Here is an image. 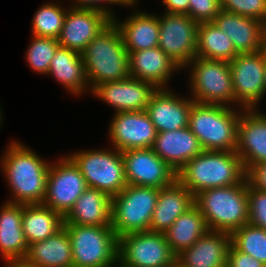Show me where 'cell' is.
<instances>
[{
	"label": "cell",
	"mask_w": 266,
	"mask_h": 267,
	"mask_svg": "<svg viewBox=\"0 0 266 267\" xmlns=\"http://www.w3.org/2000/svg\"><path fill=\"white\" fill-rule=\"evenodd\" d=\"M249 223L266 230V192L252 187L247 180Z\"/></svg>",
	"instance_id": "8d00e7d4"
},
{
	"label": "cell",
	"mask_w": 266,
	"mask_h": 267,
	"mask_svg": "<svg viewBox=\"0 0 266 267\" xmlns=\"http://www.w3.org/2000/svg\"><path fill=\"white\" fill-rule=\"evenodd\" d=\"M157 88L147 81L128 77L104 82L91 92L116 109V112L145 111Z\"/></svg>",
	"instance_id": "2e32d148"
},
{
	"label": "cell",
	"mask_w": 266,
	"mask_h": 267,
	"mask_svg": "<svg viewBox=\"0 0 266 267\" xmlns=\"http://www.w3.org/2000/svg\"><path fill=\"white\" fill-rule=\"evenodd\" d=\"M264 93H266V53H265V87H264Z\"/></svg>",
	"instance_id": "ee69618b"
},
{
	"label": "cell",
	"mask_w": 266,
	"mask_h": 267,
	"mask_svg": "<svg viewBox=\"0 0 266 267\" xmlns=\"http://www.w3.org/2000/svg\"><path fill=\"white\" fill-rule=\"evenodd\" d=\"M231 234L208 230L176 256L177 267H226Z\"/></svg>",
	"instance_id": "44dd1931"
},
{
	"label": "cell",
	"mask_w": 266,
	"mask_h": 267,
	"mask_svg": "<svg viewBox=\"0 0 266 267\" xmlns=\"http://www.w3.org/2000/svg\"><path fill=\"white\" fill-rule=\"evenodd\" d=\"M232 109L230 105L193 103L188 127L198 138L203 150L236 151L237 124L241 112L238 114Z\"/></svg>",
	"instance_id": "5b68a950"
},
{
	"label": "cell",
	"mask_w": 266,
	"mask_h": 267,
	"mask_svg": "<svg viewBox=\"0 0 266 267\" xmlns=\"http://www.w3.org/2000/svg\"><path fill=\"white\" fill-rule=\"evenodd\" d=\"M239 53L231 39L213 22H201L198 27L197 56L214 60L231 61Z\"/></svg>",
	"instance_id": "1f68e13d"
},
{
	"label": "cell",
	"mask_w": 266,
	"mask_h": 267,
	"mask_svg": "<svg viewBox=\"0 0 266 267\" xmlns=\"http://www.w3.org/2000/svg\"><path fill=\"white\" fill-rule=\"evenodd\" d=\"M152 150L176 173L192 158L198 156L203 148L189 127L159 132Z\"/></svg>",
	"instance_id": "7402d4cb"
},
{
	"label": "cell",
	"mask_w": 266,
	"mask_h": 267,
	"mask_svg": "<svg viewBox=\"0 0 266 267\" xmlns=\"http://www.w3.org/2000/svg\"><path fill=\"white\" fill-rule=\"evenodd\" d=\"M208 231L200 209L194 205L183 213L164 232L172 252L177 256L183 250L191 247L201 236Z\"/></svg>",
	"instance_id": "4dcf8cb0"
},
{
	"label": "cell",
	"mask_w": 266,
	"mask_h": 267,
	"mask_svg": "<svg viewBox=\"0 0 266 267\" xmlns=\"http://www.w3.org/2000/svg\"><path fill=\"white\" fill-rule=\"evenodd\" d=\"M109 135L118 151L152 148L157 131L146 111L116 112Z\"/></svg>",
	"instance_id": "9a60e30c"
},
{
	"label": "cell",
	"mask_w": 266,
	"mask_h": 267,
	"mask_svg": "<svg viewBox=\"0 0 266 267\" xmlns=\"http://www.w3.org/2000/svg\"><path fill=\"white\" fill-rule=\"evenodd\" d=\"M112 198L95 188L87 187L64 216V224L111 227Z\"/></svg>",
	"instance_id": "d4e9b609"
},
{
	"label": "cell",
	"mask_w": 266,
	"mask_h": 267,
	"mask_svg": "<svg viewBox=\"0 0 266 267\" xmlns=\"http://www.w3.org/2000/svg\"><path fill=\"white\" fill-rule=\"evenodd\" d=\"M31 44L26 53L30 67L40 74L48 73L50 63L57 48L58 39L33 35Z\"/></svg>",
	"instance_id": "e575fe53"
},
{
	"label": "cell",
	"mask_w": 266,
	"mask_h": 267,
	"mask_svg": "<svg viewBox=\"0 0 266 267\" xmlns=\"http://www.w3.org/2000/svg\"><path fill=\"white\" fill-rule=\"evenodd\" d=\"M246 178L252 187L266 192V161L252 166L247 171Z\"/></svg>",
	"instance_id": "60d3db41"
},
{
	"label": "cell",
	"mask_w": 266,
	"mask_h": 267,
	"mask_svg": "<svg viewBox=\"0 0 266 267\" xmlns=\"http://www.w3.org/2000/svg\"><path fill=\"white\" fill-rule=\"evenodd\" d=\"M68 157L79 168L88 187L102 191L111 198L128 185L122 153L117 149L84 150Z\"/></svg>",
	"instance_id": "ba28073f"
},
{
	"label": "cell",
	"mask_w": 266,
	"mask_h": 267,
	"mask_svg": "<svg viewBox=\"0 0 266 267\" xmlns=\"http://www.w3.org/2000/svg\"><path fill=\"white\" fill-rule=\"evenodd\" d=\"M39 267H73L69 233L63 226L48 239L29 245L25 259Z\"/></svg>",
	"instance_id": "4316f807"
},
{
	"label": "cell",
	"mask_w": 266,
	"mask_h": 267,
	"mask_svg": "<svg viewBox=\"0 0 266 267\" xmlns=\"http://www.w3.org/2000/svg\"><path fill=\"white\" fill-rule=\"evenodd\" d=\"M103 2L104 4L108 2L110 4H121V6L126 5V7L127 5L133 6L135 3L134 0H75V5L72 6V8L99 11L108 15L113 20L115 16L113 15L112 10L99 5L100 3L103 4Z\"/></svg>",
	"instance_id": "f35d334b"
},
{
	"label": "cell",
	"mask_w": 266,
	"mask_h": 267,
	"mask_svg": "<svg viewBox=\"0 0 266 267\" xmlns=\"http://www.w3.org/2000/svg\"><path fill=\"white\" fill-rule=\"evenodd\" d=\"M221 10L252 17L266 24V0H220Z\"/></svg>",
	"instance_id": "d590c367"
},
{
	"label": "cell",
	"mask_w": 266,
	"mask_h": 267,
	"mask_svg": "<svg viewBox=\"0 0 266 267\" xmlns=\"http://www.w3.org/2000/svg\"><path fill=\"white\" fill-rule=\"evenodd\" d=\"M118 264L127 267H176L164 233L142 231L118 238Z\"/></svg>",
	"instance_id": "30bf717a"
},
{
	"label": "cell",
	"mask_w": 266,
	"mask_h": 267,
	"mask_svg": "<svg viewBox=\"0 0 266 267\" xmlns=\"http://www.w3.org/2000/svg\"><path fill=\"white\" fill-rule=\"evenodd\" d=\"M7 266L8 267H39V266L32 265V264L28 263L24 259L11 261V262L7 263Z\"/></svg>",
	"instance_id": "7bdbcfd3"
},
{
	"label": "cell",
	"mask_w": 266,
	"mask_h": 267,
	"mask_svg": "<svg viewBox=\"0 0 266 267\" xmlns=\"http://www.w3.org/2000/svg\"><path fill=\"white\" fill-rule=\"evenodd\" d=\"M16 141L2 157V170L13 197L7 201L18 204H42L45 197L48 170L45 162L34 151Z\"/></svg>",
	"instance_id": "6da1fadb"
},
{
	"label": "cell",
	"mask_w": 266,
	"mask_h": 267,
	"mask_svg": "<svg viewBox=\"0 0 266 267\" xmlns=\"http://www.w3.org/2000/svg\"><path fill=\"white\" fill-rule=\"evenodd\" d=\"M212 22L231 39L238 53L266 48V24L260 20L221 10Z\"/></svg>",
	"instance_id": "d6986e66"
},
{
	"label": "cell",
	"mask_w": 266,
	"mask_h": 267,
	"mask_svg": "<svg viewBox=\"0 0 266 267\" xmlns=\"http://www.w3.org/2000/svg\"><path fill=\"white\" fill-rule=\"evenodd\" d=\"M237 124L236 153L246 172L254 165L266 161V115L253 110H243Z\"/></svg>",
	"instance_id": "ac0fdd59"
},
{
	"label": "cell",
	"mask_w": 266,
	"mask_h": 267,
	"mask_svg": "<svg viewBox=\"0 0 266 267\" xmlns=\"http://www.w3.org/2000/svg\"><path fill=\"white\" fill-rule=\"evenodd\" d=\"M111 22L112 19L102 12L70 7L58 43L61 47L81 53Z\"/></svg>",
	"instance_id": "e0dca14e"
},
{
	"label": "cell",
	"mask_w": 266,
	"mask_h": 267,
	"mask_svg": "<svg viewBox=\"0 0 266 267\" xmlns=\"http://www.w3.org/2000/svg\"><path fill=\"white\" fill-rule=\"evenodd\" d=\"M47 74H52L75 95H79L89 86L81 53L65 47L57 48Z\"/></svg>",
	"instance_id": "f1b7e54d"
},
{
	"label": "cell",
	"mask_w": 266,
	"mask_h": 267,
	"mask_svg": "<svg viewBox=\"0 0 266 267\" xmlns=\"http://www.w3.org/2000/svg\"><path fill=\"white\" fill-rule=\"evenodd\" d=\"M117 266H119V267H127V266H123V265H121V264H120V265H117ZM117 266H116V267H117ZM114 267H115V266H114Z\"/></svg>",
	"instance_id": "bcb514c9"
},
{
	"label": "cell",
	"mask_w": 266,
	"mask_h": 267,
	"mask_svg": "<svg viewBox=\"0 0 266 267\" xmlns=\"http://www.w3.org/2000/svg\"><path fill=\"white\" fill-rule=\"evenodd\" d=\"M195 205V196L178 180L159 190L150 223L151 232L164 233L176 219Z\"/></svg>",
	"instance_id": "cb8c5ba5"
},
{
	"label": "cell",
	"mask_w": 266,
	"mask_h": 267,
	"mask_svg": "<svg viewBox=\"0 0 266 267\" xmlns=\"http://www.w3.org/2000/svg\"><path fill=\"white\" fill-rule=\"evenodd\" d=\"M112 21L121 32L128 53L158 47L159 20L154 14L136 12L123 23L116 18Z\"/></svg>",
	"instance_id": "83f0119b"
},
{
	"label": "cell",
	"mask_w": 266,
	"mask_h": 267,
	"mask_svg": "<svg viewBox=\"0 0 266 267\" xmlns=\"http://www.w3.org/2000/svg\"><path fill=\"white\" fill-rule=\"evenodd\" d=\"M246 174L235 151L203 150L178 171L177 180L196 196L206 189L241 184Z\"/></svg>",
	"instance_id": "7a4b0ae2"
},
{
	"label": "cell",
	"mask_w": 266,
	"mask_h": 267,
	"mask_svg": "<svg viewBox=\"0 0 266 267\" xmlns=\"http://www.w3.org/2000/svg\"><path fill=\"white\" fill-rule=\"evenodd\" d=\"M220 11V0H189L187 15L198 23L212 22Z\"/></svg>",
	"instance_id": "74e56055"
},
{
	"label": "cell",
	"mask_w": 266,
	"mask_h": 267,
	"mask_svg": "<svg viewBox=\"0 0 266 267\" xmlns=\"http://www.w3.org/2000/svg\"><path fill=\"white\" fill-rule=\"evenodd\" d=\"M128 185L164 188L177 180V173L152 148L122 151Z\"/></svg>",
	"instance_id": "5bb4252c"
},
{
	"label": "cell",
	"mask_w": 266,
	"mask_h": 267,
	"mask_svg": "<svg viewBox=\"0 0 266 267\" xmlns=\"http://www.w3.org/2000/svg\"><path fill=\"white\" fill-rule=\"evenodd\" d=\"M176 69L182 68L159 47L129 53L130 77L147 81L157 89H165Z\"/></svg>",
	"instance_id": "603a6c76"
},
{
	"label": "cell",
	"mask_w": 266,
	"mask_h": 267,
	"mask_svg": "<svg viewBox=\"0 0 266 267\" xmlns=\"http://www.w3.org/2000/svg\"><path fill=\"white\" fill-rule=\"evenodd\" d=\"M226 267H266L251 255L237 250L232 244L227 254Z\"/></svg>",
	"instance_id": "ab89813d"
},
{
	"label": "cell",
	"mask_w": 266,
	"mask_h": 267,
	"mask_svg": "<svg viewBox=\"0 0 266 267\" xmlns=\"http://www.w3.org/2000/svg\"><path fill=\"white\" fill-rule=\"evenodd\" d=\"M192 67L190 86L192 99L197 103L228 107L234 103L230 62L196 56L189 62Z\"/></svg>",
	"instance_id": "9c48e42d"
},
{
	"label": "cell",
	"mask_w": 266,
	"mask_h": 267,
	"mask_svg": "<svg viewBox=\"0 0 266 267\" xmlns=\"http://www.w3.org/2000/svg\"><path fill=\"white\" fill-rule=\"evenodd\" d=\"M90 91L101 83L130 77L129 53L112 21L81 52Z\"/></svg>",
	"instance_id": "3957f363"
},
{
	"label": "cell",
	"mask_w": 266,
	"mask_h": 267,
	"mask_svg": "<svg viewBox=\"0 0 266 267\" xmlns=\"http://www.w3.org/2000/svg\"><path fill=\"white\" fill-rule=\"evenodd\" d=\"M159 188L127 185L112 197L111 227L117 238L129 233L150 231Z\"/></svg>",
	"instance_id": "8992f818"
},
{
	"label": "cell",
	"mask_w": 266,
	"mask_h": 267,
	"mask_svg": "<svg viewBox=\"0 0 266 267\" xmlns=\"http://www.w3.org/2000/svg\"><path fill=\"white\" fill-rule=\"evenodd\" d=\"M195 101L177 97L171 91L157 89L152 95L146 112L157 133L188 127L189 112Z\"/></svg>",
	"instance_id": "ffe728a7"
},
{
	"label": "cell",
	"mask_w": 266,
	"mask_h": 267,
	"mask_svg": "<svg viewBox=\"0 0 266 267\" xmlns=\"http://www.w3.org/2000/svg\"><path fill=\"white\" fill-rule=\"evenodd\" d=\"M208 230L232 234L249 223L247 178L241 184L210 188L195 196Z\"/></svg>",
	"instance_id": "277c9868"
},
{
	"label": "cell",
	"mask_w": 266,
	"mask_h": 267,
	"mask_svg": "<svg viewBox=\"0 0 266 267\" xmlns=\"http://www.w3.org/2000/svg\"><path fill=\"white\" fill-rule=\"evenodd\" d=\"M64 225V217L43 204H24L22 228L28 246L48 239Z\"/></svg>",
	"instance_id": "f546056e"
},
{
	"label": "cell",
	"mask_w": 266,
	"mask_h": 267,
	"mask_svg": "<svg viewBox=\"0 0 266 267\" xmlns=\"http://www.w3.org/2000/svg\"><path fill=\"white\" fill-rule=\"evenodd\" d=\"M266 48L254 53H239L230 61L235 103L244 110L254 106L264 97Z\"/></svg>",
	"instance_id": "7c38bea8"
},
{
	"label": "cell",
	"mask_w": 266,
	"mask_h": 267,
	"mask_svg": "<svg viewBox=\"0 0 266 267\" xmlns=\"http://www.w3.org/2000/svg\"><path fill=\"white\" fill-rule=\"evenodd\" d=\"M231 244L266 265V230L245 224L231 234Z\"/></svg>",
	"instance_id": "d6a6232c"
},
{
	"label": "cell",
	"mask_w": 266,
	"mask_h": 267,
	"mask_svg": "<svg viewBox=\"0 0 266 267\" xmlns=\"http://www.w3.org/2000/svg\"><path fill=\"white\" fill-rule=\"evenodd\" d=\"M1 114H2V113H1V109H0V123H1V118H2Z\"/></svg>",
	"instance_id": "f6af8a7d"
},
{
	"label": "cell",
	"mask_w": 266,
	"mask_h": 267,
	"mask_svg": "<svg viewBox=\"0 0 266 267\" xmlns=\"http://www.w3.org/2000/svg\"><path fill=\"white\" fill-rule=\"evenodd\" d=\"M67 10L56 3L41 6L33 17L32 34L40 37L58 39L61 33Z\"/></svg>",
	"instance_id": "836d02e7"
},
{
	"label": "cell",
	"mask_w": 266,
	"mask_h": 267,
	"mask_svg": "<svg viewBox=\"0 0 266 267\" xmlns=\"http://www.w3.org/2000/svg\"><path fill=\"white\" fill-rule=\"evenodd\" d=\"M24 204L6 202L0 210V253L6 264L25 259L28 243L22 228Z\"/></svg>",
	"instance_id": "484cf974"
},
{
	"label": "cell",
	"mask_w": 266,
	"mask_h": 267,
	"mask_svg": "<svg viewBox=\"0 0 266 267\" xmlns=\"http://www.w3.org/2000/svg\"><path fill=\"white\" fill-rule=\"evenodd\" d=\"M167 13L187 14L189 12V0H163Z\"/></svg>",
	"instance_id": "b9f144b4"
},
{
	"label": "cell",
	"mask_w": 266,
	"mask_h": 267,
	"mask_svg": "<svg viewBox=\"0 0 266 267\" xmlns=\"http://www.w3.org/2000/svg\"><path fill=\"white\" fill-rule=\"evenodd\" d=\"M87 187L79 168L69 157H63L50 164L42 204L64 217Z\"/></svg>",
	"instance_id": "4fadbf2b"
},
{
	"label": "cell",
	"mask_w": 266,
	"mask_h": 267,
	"mask_svg": "<svg viewBox=\"0 0 266 267\" xmlns=\"http://www.w3.org/2000/svg\"><path fill=\"white\" fill-rule=\"evenodd\" d=\"M164 14L158 17V47L180 68L186 67L197 56L199 23L187 14Z\"/></svg>",
	"instance_id": "8fae6325"
},
{
	"label": "cell",
	"mask_w": 266,
	"mask_h": 267,
	"mask_svg": "<svg viewBox=\"0 0 266 267\" xmlns=\"http://www.w3.org/2000/svg\"><path fill=\"white\" fill-rule=\"evenodd\" d=\"M63 226L69 233L73 267H113L118 263V238L112 227Z\"/></svg>",
	"instance_id": "52a82bcc"
}]
</instances>
